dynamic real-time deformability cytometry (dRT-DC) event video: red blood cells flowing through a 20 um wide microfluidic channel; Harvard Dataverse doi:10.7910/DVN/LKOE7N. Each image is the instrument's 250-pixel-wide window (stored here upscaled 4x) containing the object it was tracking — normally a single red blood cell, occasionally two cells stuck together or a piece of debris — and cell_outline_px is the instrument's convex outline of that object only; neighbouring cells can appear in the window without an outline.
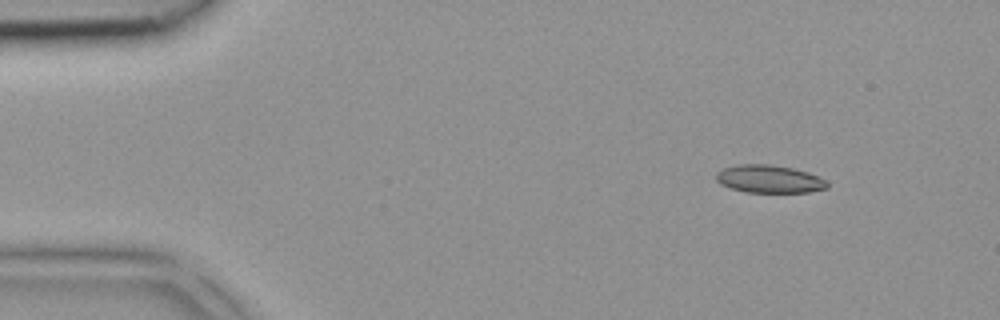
{"species": "common noctule bat (a hibernating species)", "species_latin": "Nyctalus noctula", "temperature_condition": "room temperature", "stored_images_in_passage": 38, "camera_frame_rate_fps": 3000, "um_per_image_px": 0.085, "animal": {"sex": "female", "body_mass_g": 18.4}, "frame": {"image": 1, "passage_image": 1, "time_ms": 0.0, "image_size_px": [1000, 320], "cell_outline_px": [[828, 188], [808, 192], [744, 192], [720, 184], [716, 180], [716, 172], [724, 168], [740, 164], [768, 164], [792, 168], [808, 172], [828, 180]], "centroid_in_image_um": [65.4, 15.22], "position_along_channel_um": 19.6, "area_um2": 18.03}}
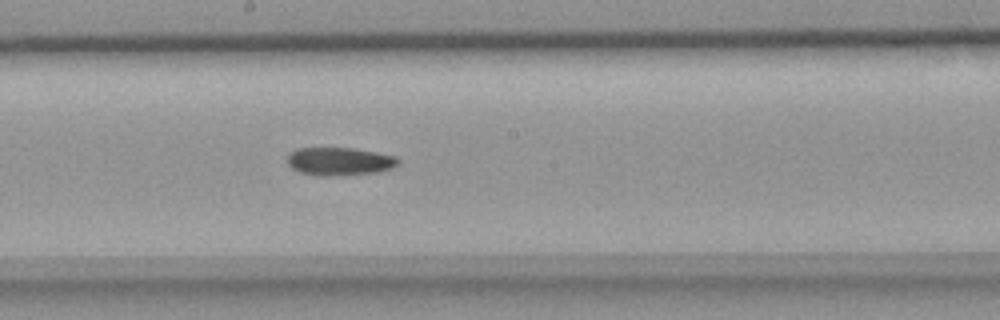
{"frame": {"image": 2, "passage_image": 19, "time_ms": 6.0, "image_size_px": [1000, 320], "cell_outline_px": [[400, 164], [392, 168], [376, 172], [316, 176], [300, 172], [292, 168], [288, 164], [288, 156], [296, 148], [352, 148], [376, 152], [396, 156], [400, 160]], "centroid_in_image_um": [28.88, 13.7], "position_along_channel_um": 219.3, "area_um2": 17.92}}
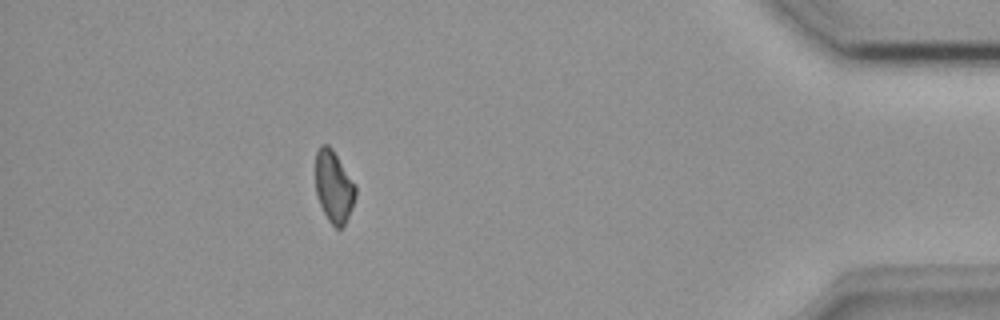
{"frame": {"image": 3, "passage_image": 34, "time_ms": 11.0, "image_size_px": [1000, 320], "cell_outline_px": [[356, 196], [352, 208], [344, 224], [340, 228], [336, 228], [328, 220], [320, 204], [316, 192], [316, 152], [320, 144], [328, 144], [332, 148], [356, 184]], "centroid_in_image_um": [28.38, 15.83], "position_along_channel_um": 406.8, "area_um2": 16.76}}